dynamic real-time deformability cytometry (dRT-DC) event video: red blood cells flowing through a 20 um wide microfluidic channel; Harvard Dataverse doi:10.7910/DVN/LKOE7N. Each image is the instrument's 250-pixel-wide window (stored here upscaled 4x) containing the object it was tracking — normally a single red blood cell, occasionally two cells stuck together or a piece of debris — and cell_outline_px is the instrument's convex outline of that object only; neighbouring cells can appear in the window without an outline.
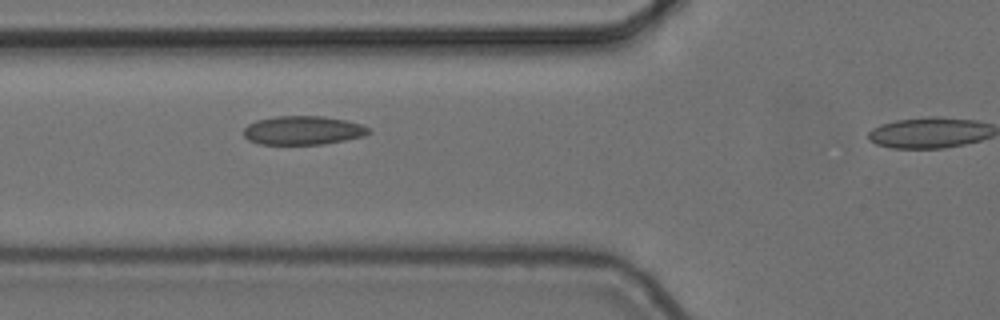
{"species": "common noctule bat (a hibernating species)", "species_latin": "Nyctalus noctula", "temperature_condition": "cold", "stored_images_in_passage": 4, "camera_frame_rate_fps": 3000, "um_per_image_px": 0.085, "animal": {"sex": "female", "body_mass_g": 24.6, "forearm_length_mm": 56.2}, "frame": {"image": 1, "passage_image": 3, "time_ms": 0.667, "image_size_px": [1000, 320], "cell_outline_px": [[372, 132], [364, 136], [324, 144], [260, 144], [248, 140], [244, 136], [244, 128], [248, 124], [256, 120], [276, 116], [324, 116], [344, 120], [360, 124], [372, 128]], "centroid_in_image_um": [25.76, 11.08], "position_along_channel_um": 100.0, "area_um2": 21.04}}